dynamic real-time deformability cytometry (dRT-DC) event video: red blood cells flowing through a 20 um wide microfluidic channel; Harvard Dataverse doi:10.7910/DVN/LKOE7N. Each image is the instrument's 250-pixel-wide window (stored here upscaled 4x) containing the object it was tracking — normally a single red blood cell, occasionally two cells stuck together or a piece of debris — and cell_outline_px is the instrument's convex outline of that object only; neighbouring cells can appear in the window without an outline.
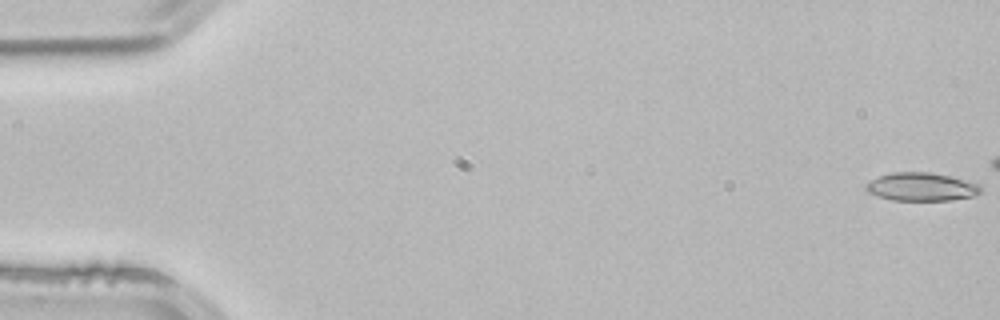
{"species": "common noctule bat (a hibernating species)", "species_latin": "Nyctalus noctula", "temperature_condition": "room temperature", "stored_images_in_passage": 9, "camera_frame_rate_fps": 3000, "um_per_image_px": 0.085, "animal": {"sex": "male", "body_mass_g": 21.5, "forearm_length_mm": 52.0}, "frame": {"image": 1, "passage_image": 1, "time_ms": 0.0, "image_size_px": [1000, 320], "cell_outline_px": [[984, 192], [976, 196], [952, 200], [892, 200], [868, 192], [864, 188], [864, 184], [868, 180], [892, 172], [932, 172], [980, 184], [984, 188]], "centroid_in_image_um": [78.36, 15.88], "position_along_channel_um": 6.6, "area_um2": 19.13}}